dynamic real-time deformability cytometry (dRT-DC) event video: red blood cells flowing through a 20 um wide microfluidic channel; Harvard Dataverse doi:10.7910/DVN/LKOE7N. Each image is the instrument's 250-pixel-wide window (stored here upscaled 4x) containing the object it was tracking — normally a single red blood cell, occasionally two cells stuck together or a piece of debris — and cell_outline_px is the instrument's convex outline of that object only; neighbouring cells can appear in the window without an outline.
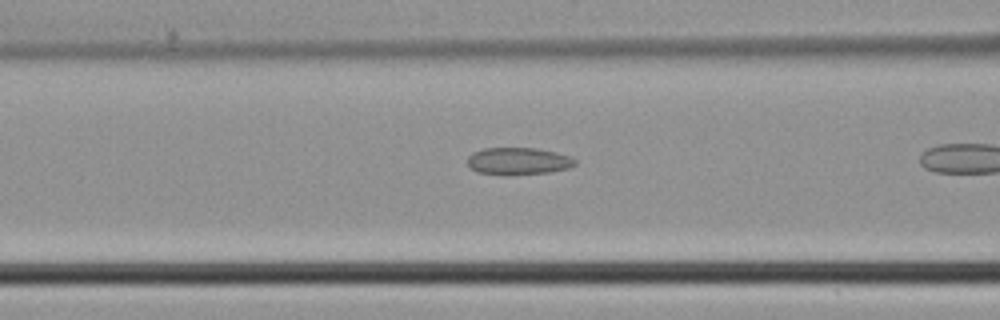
{"species": "common noctule bat (a hibernating species)", "species_latin": "Nyctalus noctula", "temperature_condition": "cold", "stored_images_in_passage": 18, "camera_frame_rate_fps": 3000, "um_per_image_px": 0.085, "animal": {"sex": "male", "body_mass_g": 21.5, "forearm_length_mm": 52.0}, "frame": {"image": 1, "passage_image": 16, "time_ms": 5.0, "image_size_px": [1000, 320], "cell_outline_px": [[576, 164], [568, 168], [552, 172], [508, 176], [504, 176], [476, 172], [468, 164], [468, 156], [472, 152], [484, 148], [536, 148], [556, 152], [572, 156], [576, 160]], "centroid_in_image_um": [44.06, 13.71], "position_along_channel_um": 122.5, "area_um2": 17.46}}